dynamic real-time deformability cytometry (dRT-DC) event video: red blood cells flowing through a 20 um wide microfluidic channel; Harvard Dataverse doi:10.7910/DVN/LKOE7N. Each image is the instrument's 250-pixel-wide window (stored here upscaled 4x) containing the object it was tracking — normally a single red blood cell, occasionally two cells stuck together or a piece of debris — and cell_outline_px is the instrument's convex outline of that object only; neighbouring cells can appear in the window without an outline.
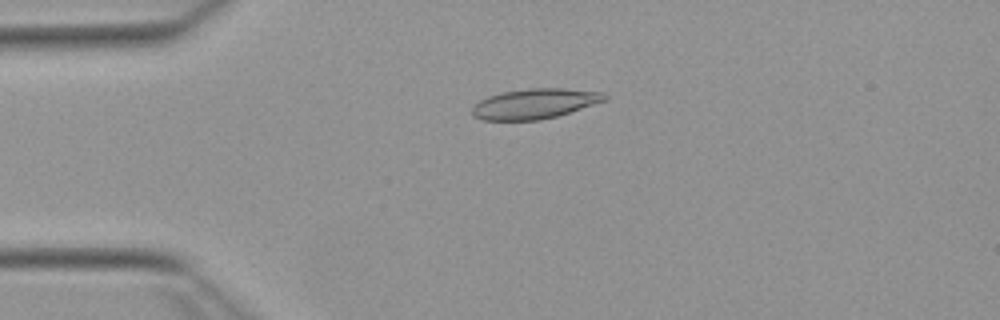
{"species": "Egyptian fruit bat (a non-hibernating species)", "species_latin": "Rousettus aegyptiacus", "temperature_condition": "warm", "stored_images_in_passage": 52, "camera_frame_rate_fps": 3000, "um_per_image_px": 0.085, "animal": {"sex": "female"}, "frame": {"image": 1, "passage_image": 12, "time_ms": 3.667, "image_size_px": [1000, 320], "cell_outline_px": [[608, 100], [556, 116], [540, 120], [484, 120], [472, 116], [472, 108], [480, 100], [488, 96], [500, 92], [528, 88], [564, 88], [604, 92], [608, 96]], "centroid_in_image_um": [45.47, 8.8], "position_along_channel_um": 39.5, "area_um2": 23.35}}
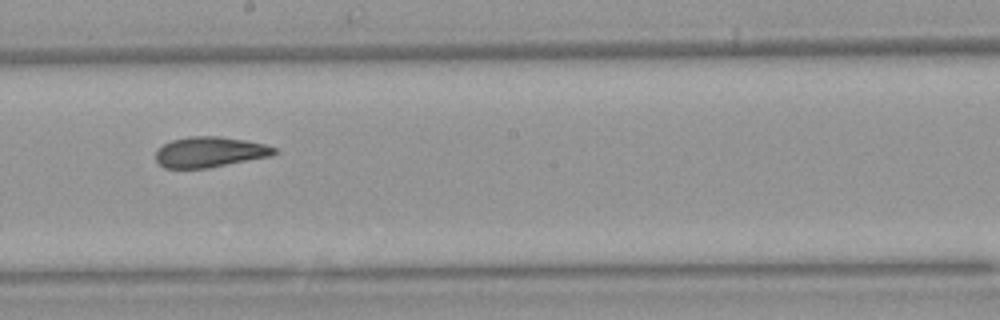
{"frame": {"image": 2, "passage_image": 29, "time_ms": 9.333, "image_size_px": [1000, 320], "cell_outline_px": [[280, 152], [272, 156], [208, 168], [164, 168], [156, 160], [156, 148], [172, 140], [188, 136], [220, 136], [244, 140], [264, 144], [276, 148]], "centroid_in_image_um": [17.84, 12.92], "position_along_channel_um": 230.4, "area_um2": 21.21}}
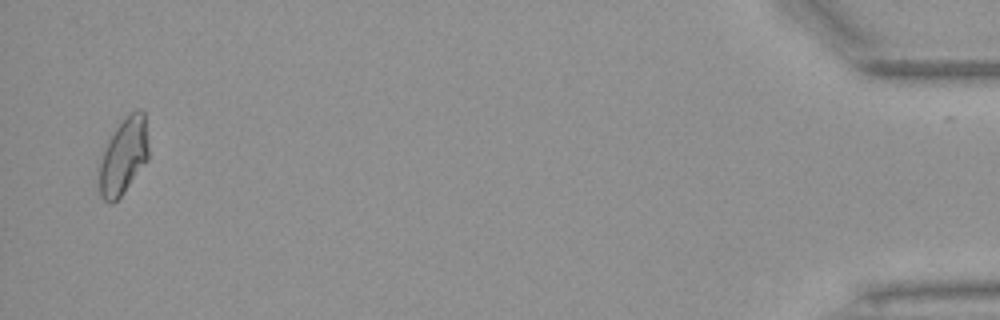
{"frame": {"image": 3, "passage_image": 51, "time_ms": 16.667, "image_size_px": [1000, 320], "cell_outline_px": [[148, 160], [124, 192], [112, 204], [108, 204], [100, 196], [100, 160], [108, 140], [116, 128], [128, 112], [136, 108], [140, 108], [144, 112], [148, 140]], "centroid_in_image_um": [10.52, 13.24], "position_along_channel_um": 424.7, "area_um2": 22.02}, "authors_computed_cell_mechanics": {"area_um2": 21.7906, "velocity_mm_per_s": 3.8645, "shape_relaxation_time_tau1_ms": null, "shape_relaxation_time_tau2_ms": 2.4406, "deformation_change_tau1": null, "deformation_change_tau2": 0.0876}}